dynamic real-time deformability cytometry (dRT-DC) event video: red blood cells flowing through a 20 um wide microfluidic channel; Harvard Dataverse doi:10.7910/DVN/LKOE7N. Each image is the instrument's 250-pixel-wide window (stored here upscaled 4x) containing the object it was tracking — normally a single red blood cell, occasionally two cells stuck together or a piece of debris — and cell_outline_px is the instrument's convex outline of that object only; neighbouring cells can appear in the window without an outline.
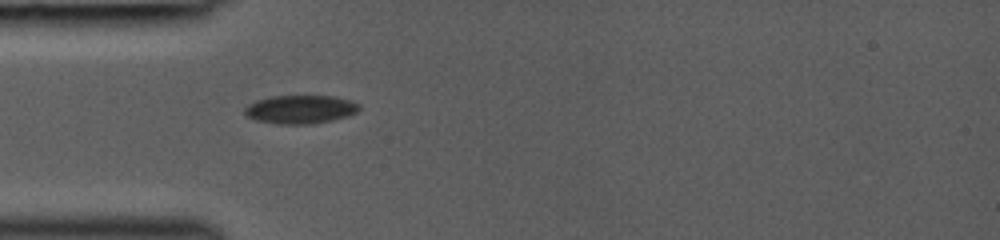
{"species": "common noctule bat (a hibernating species)", "species_latin": "Nyctalus noctula", "temperature_condition": "room temperature", "stored_images_in_passage": 19, "camera_frame_rate_fps": 3000, "um_per_image_px": 0.085, "animal": {"sex": "female", "body_mass_g": 19.0, "forearm_length_mm": 53.3}, "frame": {"image": 1, "passage_image": 1, "time_ms": 0.0, "image_size_px": [1000, 240], "cell_outline_px": [[360, 108], [356, 112], [348, 116], [332, 120], [308, 124], [280, 124], [256, 120], [248, 116], [244, 112], [244, 108], [248, 104], [256, 100], [272, 96], [336, 96], [352, 100], [360, 104]], "centroid_in_image_um": [25.56, 9.28], "position_along_channel_um": 59.4, "area_um2": 19.02}}